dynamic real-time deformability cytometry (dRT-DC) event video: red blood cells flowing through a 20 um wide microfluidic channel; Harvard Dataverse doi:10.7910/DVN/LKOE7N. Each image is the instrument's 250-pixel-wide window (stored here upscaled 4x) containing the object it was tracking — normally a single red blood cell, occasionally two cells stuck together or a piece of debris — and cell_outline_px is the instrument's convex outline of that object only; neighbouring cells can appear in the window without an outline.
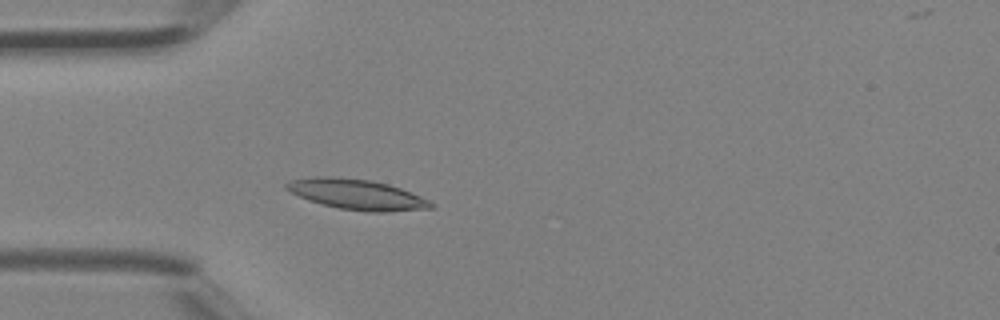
{"species": "Egyptian fruit bat (a non-hibernating species)", "species_latin": "Rousettus aegyptiacus", "temperature_condition": "room temperature", "stored_images_in_passage": 40, "camera_frame_rate_fps": 3000, "um_per_image_px": 0.085, "animal": {"sex": "female"}, "frame": {"image": 1, "passage_image": 11, "time_ms": 3.333, "image_size_px": [1000, 320], "cell_outline_px": [[436, 204], [432, 208], [384, 212], [368, 212], [340, 208], [308, 200], [284, 188], [284, 184], [292, 180], [312, 176], [336, 176], [368, 180], [388, 184], [400, 188], [420, 196]], "centroid_in_image_um": [30.33, 16.52], "position_along_channel_um": 54.7, "area_um2": 25.37}}
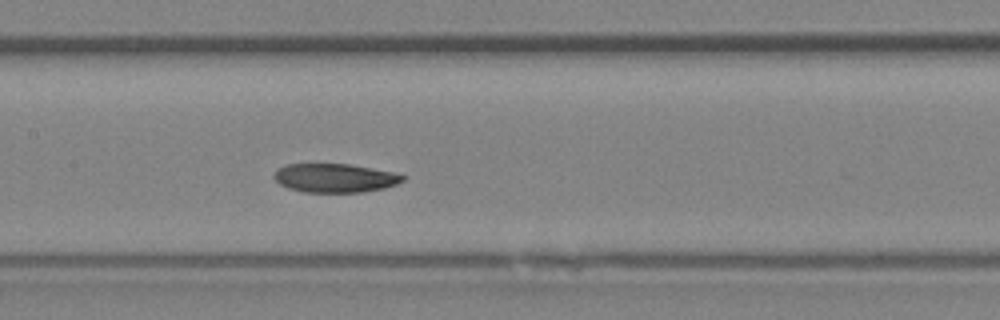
{"frame": {"image": 2, "passage_image": 19, "time_ms": 6.0, "image_size_px": [1000, 320], "cell_outline_px": [[404, 180], [396, 184], [384, 188], [364, 192], [304, 192], [288, 188], [280, 184], [272, 176], [276, 168], [284, 164], [348, 164], [392, 172], [404, 176]], "centroid_in_image_um": [28.4, 15.13], "position_along_channel_um": 179.0, "area_um2": 21.56}}
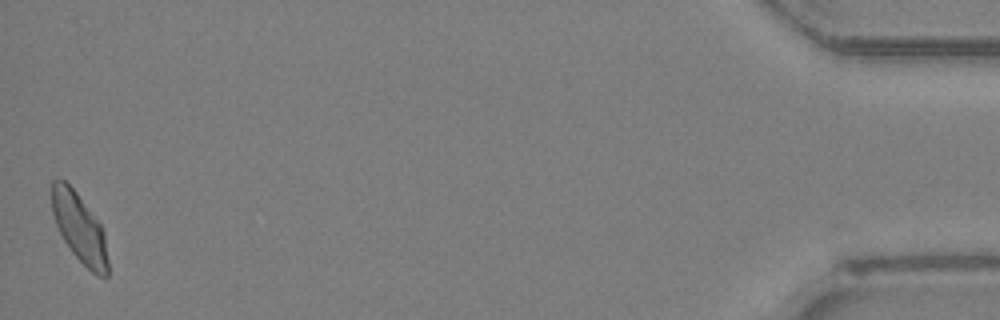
{"frame": {"image": 3, "passage_image": 40, "time_ms": 13.0, "image_size_px": [1000, 320], "cell_outline_px": [[108, 276], [96, 276], [72, 252], [64, 240], [56, 224], [52, 212], [52, 180], [56, 176], [64, 180], [76, 192], [100, 224], [104, 232], [108, 260]], "centroid_in_image_um": [6.75, 19.36], "position_along_channel_um": 428.5, "area_um2": 22.31}}